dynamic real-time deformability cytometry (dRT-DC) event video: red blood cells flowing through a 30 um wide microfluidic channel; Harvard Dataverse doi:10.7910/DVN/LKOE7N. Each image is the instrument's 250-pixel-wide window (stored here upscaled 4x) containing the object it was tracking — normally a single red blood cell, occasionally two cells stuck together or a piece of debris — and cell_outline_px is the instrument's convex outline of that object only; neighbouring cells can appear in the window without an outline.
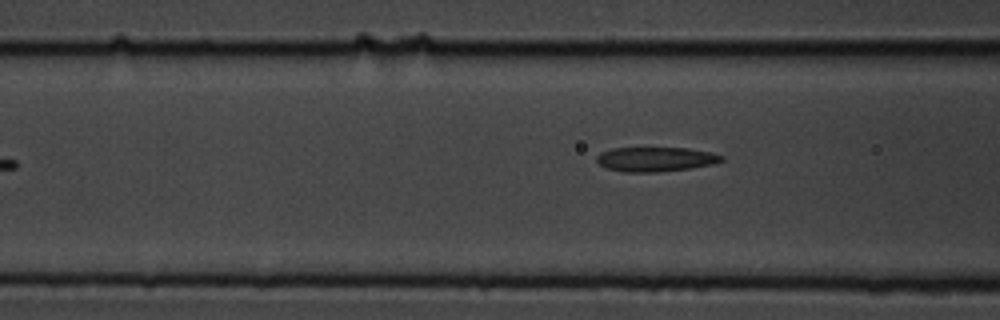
{"species": "common noctule bat (a hibernating species)", "species_latin": "Nyctalus noctula", "temperature_condition": "cold", "stored_images_in_passage": 7, "camera_frame_rate_fps": 3000, "um_per_image_px": 0.085, "animal": {"sex": "male", "body_mass_g": 19.5, "forearm_length_mm": 54.6}, "frame": {"image": 1, "passage_image": 7, "time_ms": 2.0, "image_size_px": [1000, 320], "cell_outline_px": [[724, 160], [712, 164], [692, 168], [656, 172], [624, 172], [608, 168], [600, 164], [596, 160], [596, 156], [600, 152], [612, 148], [688, 148], [708, 152], [724, 156]], "centroid_in_image_um": [55.71, 13.53], "position_along_channel_um": 110.9, "area_um2": 17.74}}